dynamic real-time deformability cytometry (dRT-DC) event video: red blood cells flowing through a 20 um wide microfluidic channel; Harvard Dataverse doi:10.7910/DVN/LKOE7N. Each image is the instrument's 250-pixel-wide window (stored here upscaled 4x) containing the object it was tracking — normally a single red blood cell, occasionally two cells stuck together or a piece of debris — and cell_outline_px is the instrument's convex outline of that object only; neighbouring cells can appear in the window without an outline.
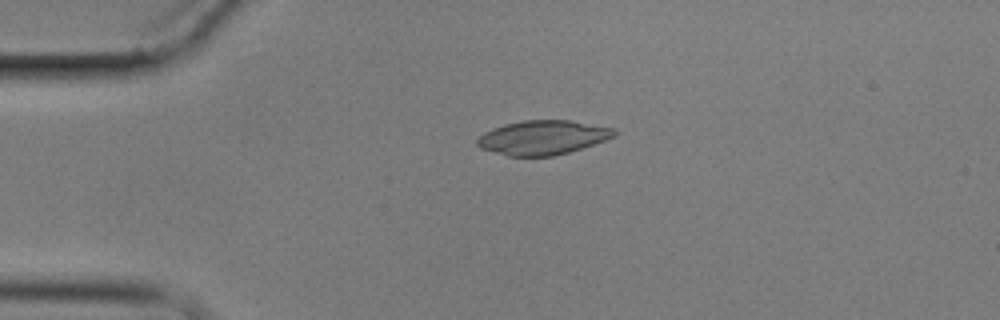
{"species": "common noctule bat (a hibernating species)", "species_latin": "Nyctalus noctula", "temperature_condition": "cold", "stored_images_in_passage": 4, "camera_frame_rate_fps": 3000, "um_per_image_px": 0.085, "animal": {"sex": "male", "body_mass_g": 17.9}, "frame": {"image": 1, "passage_image": 2, "time_ms": 1.333, "image_size_px": [1000, 320], "cell_outline_px": [[616, 136], [568, 152], [552, 156], [508, 156], [480, 148], [476, 144], [476, 140], [484, 132], [492, 128], [504, 124], [524, 120], [568, 120], [616, 128]], "centroid_in_image_um": [46.11, 11.68], "position_along_channel_um": 38.9, "area_um2": 27.22}}
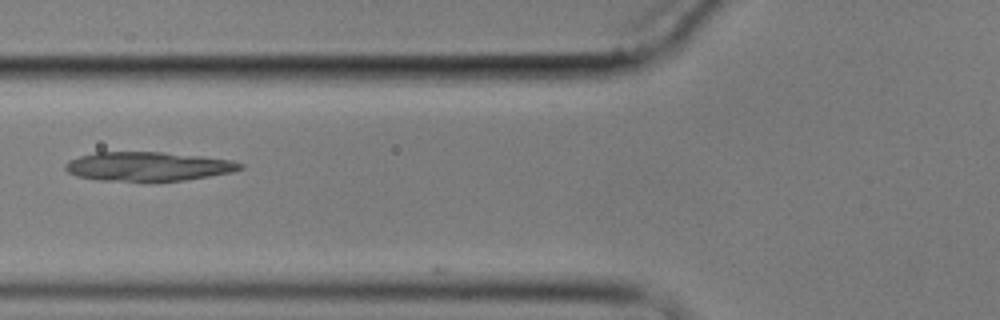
{"frame": {"image": 2, "passage_image": 4, "time_ms": 4.333, "image_size_px": [1000, 320], "cell_outline_px": [[244, 168], [232, 172], [184, 180], [96, 180], [76, 176], [68, 172], [64, 168], [64, 164], [68, 160], [80, 156], [96, 152], [160, 152], [200, 156], [232, 160], [244, 164]], "centroid_in_image_um": [12.56, 14.13], "position_along_channel_um": 113.2, "area_um2": 29.36}}